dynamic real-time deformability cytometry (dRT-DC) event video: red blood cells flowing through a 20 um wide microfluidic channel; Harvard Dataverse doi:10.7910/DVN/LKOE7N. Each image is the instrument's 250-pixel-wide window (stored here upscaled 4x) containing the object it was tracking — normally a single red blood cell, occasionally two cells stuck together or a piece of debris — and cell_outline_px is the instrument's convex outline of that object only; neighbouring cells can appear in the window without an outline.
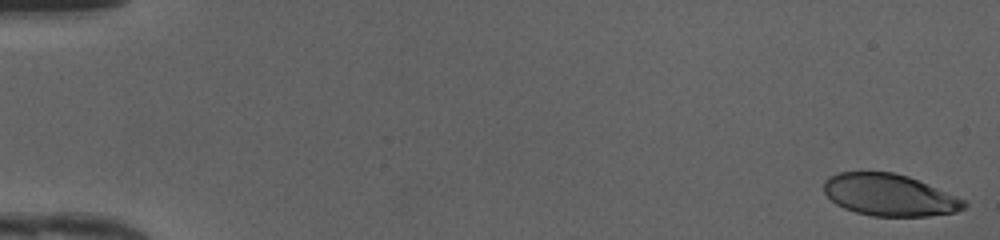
{"species": "human", "species_latin": "Homo sapiens", "temperature_condition": "cold", "stored_images_in_passage": 49, "camera_frame_rate_fps": 3000, "um_per_image_px": 0.085, "donor": {"sex": "female"}, "frame": {"image": 1, "passage_image": 1, "time_ms": 0.0, "image_size_px": [1000, 240], "cell_outline_px": [[968, 204], [964, 208], [956, 212], [928, 216], [872, 216], [856, 212], [844, 208], [836, 204], [824, 192], [824, 180], [828, 176], [840, 172], [892, 172], [908, 176], [928, 184], [964, 200]], "centroid_in_image_um": [75.58, 16.57], "position_along_channel_um": 9.4, "area_um2": 34.04}}
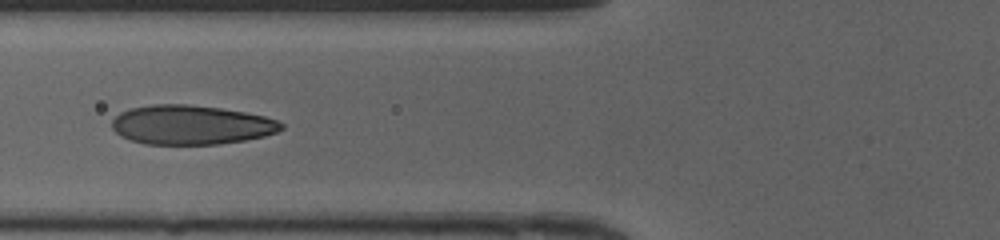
{"frame": {"image": 2, "passage_image": 20, "time_ms": 6.333, "image_size_px": [1000, 240], "cell_outline_px": [[284, 128], [276, 132], [264, 136], [244, 140], [220, 144], [144, 144], [128, 140], [120, 136], [112, 128], [112, 120], [120, 112], [132, 108], [152, 104], [188, 104], [220, 108], [244, 112], [264, 116], [276, 120], [284, 124]], "centroid_in_image_um": [16.22, 10.62], "position_along_channel_um": 109.6, "area_um2": 38.84}}
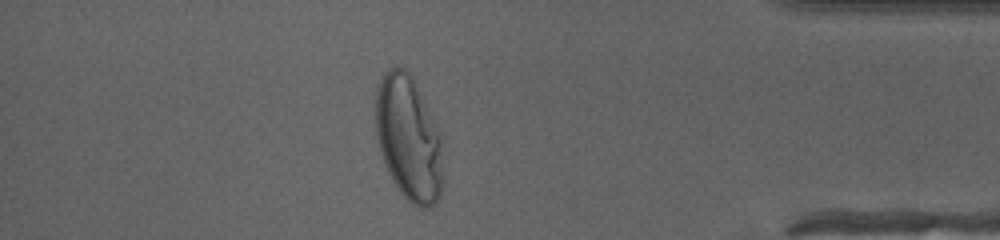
{"frame": {"image": 3, "passage_image": 43, "time_ms": 14.0, "image_size_px": [1000, 240], "cell_outline_px": [[444, 176], [440, 196], [436, 204], [428, 208], [420, 208], [412, 204], [400, 192], [380, 152], [376, 136], [376, 92], [380, 80], [384, 72], [388, 68], [404, 68], [412, 76], [416, 84], [440, 136], [444, 172]], "centroid_in_image_um": [34.75, 11.79], "position_along_channel_um": 400.5, "area_um2": 48.61}, "authors_computed_cell_mechanics": {"area_um2": 38.2058, "velocity_mm_per_s": 4.2099, "shape_relaxation_time_tau1_ms": 3.4873, "shape_relaxation_time_tau2_ms": null, "deformation_change_tau1": 0.2054, "deformation_change_tau2": null}}